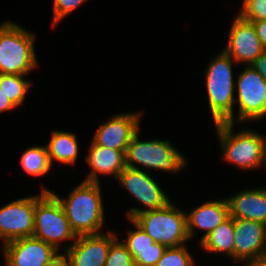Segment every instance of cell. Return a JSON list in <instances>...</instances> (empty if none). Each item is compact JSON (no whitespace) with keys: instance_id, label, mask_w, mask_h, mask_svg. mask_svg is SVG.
<instances>
[{"instance_id":"26","label":"cell","mask_w":266,"mask_h":266,"mask_svg":"<svg viewBox=\"0 0 266 266\" xmlns=\"http://www.w3.org/2000/svg\"><path fill=\"white\" fill-rule=\"evenodd\" d=\"M238 14L251 22L266 20V0H243Z\"/></svg>"},{"instance_id":"14","label":"cell","mask_w":266,"mask_h":266,"mask_svg":"<svg viewBox=\"0 0 266 266\" xmlns=\"http://www.w3.org/2000/svg\"><path fill=\"white\" fill-rule=\"evenodd\" d=\"M2 246L5 266H46L59 252L34 236L3 243Z\"/></svg>"},{"instance_id":"15","label":"cell","mask_w":266,"mask_h":266,"mask_svg":"<svg viewBox=\"0 0 266 266\" xmlns=\"http://www.w3.org/2000/svg\"><path fill=\"white\" fill-rule=\"evenodd\" d=\"M235 263L242 265L266 255V225L259 221L234 219Z\"/></svg>"},{"instance_id":"33","label":"cell","mask_w":266,"mask_h":266,"mask_svg":"<svg viewBox=\"0 0 266 266\" xmlns=\"http://www.w3.org/2000/svg\"><path fill=\"white\" fill-rule=\"evenodd\" d=\"M242 266H266V255L260 256L259 258L249 261Z\"/></svg>"},{"instance_id":"23","label":"cell","mask_w":266,"mask_h":266,"mask_svg":"<svg viewBox=\"0 0 266 266\" xmlns=\"http://www.w3.org/2000/svg\"><path fill=\"white\" fill-rule=\"evenodd\" d=\"M129 220L135 228L128 230V234L125 240L121 242L126 246L128 251L132 254V257L137 253V250L146 249H166V247L160 243L154 242V240L142 230L132 219Z\"/></svg>"},{"instance_id":"32","label":"cell","mask_w":266,"mask_h":266,"mask_svg":"<svg viewBox=\"0 0 266 266\" xmlns=\"http://www.w3.org/2000/svg\"><path fill=\"white\" fill-rule=\"evenodd\" d=\"M16 108L6 97L3 89H0V114Z\"/></svg>"},{"instance_id":"9","label":"cell","mask_w":266,"mask_h":266,"mask_svg":"<svg viewBox=\"0 0 266 266\" xmlns=\"http://www.w3.org/2000/svg\"><path fill=\"white\" fill-rule=\"evenodd\" d=\"M152 175L145 170L125 167L119 174L116 181L119 185L128 190L132 197L143 205L144 209L137 206L126 211V218L132 219L142 211L160 209L165 207L170 201L168 194L154 180Z\"/></svg>"},{"instance_id":"12","label":"cell","mask_w":266,"mask_h":266,"mask_svg":"<svg viewBox=\"0 0 266 266\" xmlns=\"http://www.w3.org/2000/svg\"><path fill=\"white\" fill-rule=\"evenodd\" d=\"M224 51L237 63L250 66L265 50L251 21L239 14L234 17L229 29Z\"/></svg>"},{"instance_id":"8","label":"cell","mask_w":266,"mask_h":266,"mask_svg":"<svg viewBox=\"0 0 266 266\" xmlns=\"http://www.w3.org/2000/svg\"><path fill=\"white\" fill-rule=\"evenodd\" d=\"M236 88L238 113L234 116V124L265 118L266 80L254 68L245 65L237 75Z\"/></svg>"},{"instance_id":"19","label":"cell","mask_w":266,"mask_h":266,"mask_svg":"<svg viewBox=\"0 0 266 266\" xmlns=\"http://www.w3.org/2000/svg\"><path fill=\"white\" fill-rule=\"evenodd\" d=\"M50 141L46 144L50 161L60 164L75 165L79 156L76 134L64 130H53Z\"/></svg>"},{"instance_id":"1","label":"cell","mask_w":266,"mask_h":266,"mask_svg":"<svg viewBox=\"0 0 266 266\" xmlns=\"http://www.w3.org/2000/svg\"><path fill=\"white\" fill-rule=\"evenodd\" d=\"M100 182L82 180L64 199L50 191L61 203L75 234L103 233L105 212Z\"/></svg>"},{"instance_id":"34","label":"cell","mask_w":266,"mask_h":266,"mask_svg":"<svg viewBox=\"0 0 266 266\" xmlns=\"http://www.w3.org/2000/svg\"><path fill=\"white\" fill-rule=\"evenodd\" d=\"M264 165L266 167V140H265V145H264Z\"/></svg>"},{"instance_id":"27","label":"cell","mask_w":266,"mask_h":266,"mask_svg":"<svg viewBox=\"0 0 266 266\" xmlns=\"http://www.w3.org/2000/svg\"><path fill=\"white\" fill-rule=\"evenodd\" d=\"M87 0H53L52 26L58 25L73 10L82 6Z\"/></svg>"},{"instance_id":"7","label":"cell","mask_w":266,"mask_h":266,"mask_svg":"<svg viewBox=\"0 0 266 266\" xmlns=\"http://www.w3.org/2000/svg\"><path fill=\"white\" fill-rule=\"evenodd\" d=\"M40 192L36 195L33 236L59 251L62 241L71 240L74 243L77 235L72 230L61 203L50 189L42 187Z\"/></svg>"},{"instance_id":"35","label":"cell","mask_w":266,"mask_h":266,"mask_svg":"<svg viewBox=\"0 0 266 266\" xmlns=\"http://www.w3.org/2000/svg\"><path fill=\"white\" fill-rule=\"evenodd\" d=\"M265 116H266V91H265Z\"/></svg>"},{"instance_id":"21","label":"cell","mask_w":266,"mask_h":266,"mask_svg":"<svg viewBox=\"0 0 266 266\" xmlns=\"http://www.w3.org/2000/svg\"><path fill=\"white\" fill-rule=\"evenodd\" d=\"M19 160L23 171L33 177L45 176L53 166L46 145L28 147V149L21 153Z\"/></svg>"},{"instance_id":"5","label":"cell","mask_w":266,"mask_h":266,"mask_svg":"<svg viewBox=\"0 0 266 266\" xmlns=\"http://www.w3.org/2000/svg\"><path fill=\"white\" fill-rule=\"evenodd\" d=\"M138 133L133 136L125 151L126 167L141 169L143 166L148 170L174 174L186 169L187 159L172 146L170 140H141Z\"/></svg>"},{"instance_id":"6","label":"cell","mask_w":266,"mask_h":266,"mask_svg":"<svg viewBox=\"0 0 266 266\" xmlns=\"http://www.w3.org/2000/svg\"><path fill=\"white\" fill-rule=\"evenodd\" d=\"M132 220L154 242L166 248L179 247L190 241L187 234L186 213L172 201L163 208L142 211Z\"/></svg>"},{"instance_id":"10","label":"cell","mask_w":266,"mask_h":266,"mask_svg":"<svg viewBox=\"0 0 266 266\" xmlns=\"http://www.w3.org/2000/svg\"><path fill=\"white\" fill-rule=\"evenodd\" d=\"M36 195L12 200L0 208V240L4 244L34 233Z\"/></svg>"},{"instance_id":"13","label":"cell","mask_w":266,"mask_h":266,"mask_svg":"<svg viewBox=\"0 0 266 266\" xmlns=\"http://www.w3.org/2000/svg\"><path fill=\"white\" fill-rule=\"evenodd\" d=\"M142 110L134 113H118L99 125L92 141L102 147L126 151L133 136L139 131Z\"/></svg>"},{"instance_id":"22","label":"cell","mask_w":266,"mask_h":266,"mask_svg":"<svg viewBox=\"0 0 266 266\" xmlns=\"http://www.w3.org/2000/svg\"><path fill=\"white\" fill-rule=\"evenodd\" d=\"M26 75H4L0 74V89H3L8 100L16 107L24 104L27 92L32 86V82Z\"/></svg>"},{"instance_id":"28","label":"cell","mask_w":266,"mask_h":266,"mask_svg":"<svg viewBox=\"0 0 266 266\" xmlns=\"http://www.w3.org/2000/svg\"><path fill=\"white\" fill-rule=\"evenodd\" d=\"M165 249L137 250L133 256L135 266H155L161 259Z\"/></svg>"},{"instance_id":"16","label":"cell","mask_w":266,"mask_h":266,"mask_svg":"<svg viewBox=\"0 0 266 266\" xmlns=\"http://www.w3.org/2000/svg\"><path fill=\"white\" fill-rule=\"evenodd\" d=\"M230 217L227 199L205 201L201 205L186 212L187 234L192 239L196 229H201L204 234L199 243L206 238L211 231Z\"/></svg>"},{"instance_id":"24","label":"cell","mask_w":266,"mask_h":266,"mask_svg":"<svg viewBox=\"0 0 266 266\" xmlns=\"http://www.w3.org/2000/svg\"><path fill=\"white\" fill-rule=\"evenodd\" d=\"M185 245L166 248L155 266H196L195 259Z\"/></svg>"},{"instance_id":"31","label":"cell","mask_w":266,"mask_h":266,"mask_svg":"<svg viewBox=\"0 0 266 266\" xmlns=\"http://www.w3.org/2000/svg\"><path fill=\"white\" fill-rule=\"evenodd\" d=\"M46 266H70L69 256L65 251L57 253Z\"/></svg>"},{"instance_id":"30","label":"cell","mask_w":266,"mask_h":266,"mask_svg":"<svg viewBox=\"0 0 266 266\" xmlns=\"http://www.w3.org/2000/svg\"><path fill=\"white\" fill-rule=\"evenodd\" d=\"M252 23L256 29L257 36L260 39L264 50H266V20L255 21Z\"/></svg>"},{"instance_id":"20","label":"cell","mask_w":266,"mask_h":266,"mask_svg":"<svg viewBox=\"0 0 266 266\" xmlns=\"http://www.w3.org/2000/svg\"><path fill=\"white\" fill-rule=\"evenodd\" d=\"M234 218L231 216L218 225L209 235L198 243L207 253H222L235 263V241H234Z\"/></svg>"},{"instance_id":"2","label":"cell","mask_w":266,"mask_h":266,"mask_svg":"<svg viewBox=\"0 0 266 266\" xmlns=\"http://www.w3.org/2000/svg\"><path fill=\"white\" fill-rule=\"evenodd\" d=\"M236 62L222 50L212 57L205 70V89L213 123L234 124L236 81L233 65Z\"/></svg>"},{"instance_id":"29","label":"cell","mask_w":266,"mask_h":266,"mask_svg":"<svg viewBox=\"0 0 266 266\" xmlns=\"http://www.w3.org/2000/svg\"><path fill=\"white\" fill-rule=\"evenodd\" d=\"M250 66L266 80V50Z\"/></svg>"},{"instance_id":"17","label":"cell","mask_w":266,"mask_h":266,"mask_svg":"<svg viewBox=\"0 0 266 266\" xmlns=\"http://www.w3.org/2000/svg\"><path fill=\"white\" fill-rule=\"evenodd\" d=\"M90 143L89 151L84 158L90 172L86 175L84 181L99 182L100 174H111L117 179L126 167L125 152L102 147L92 140Z\"/></svg>"},{"instance_id":"18","label":"cell","mask_w":266,"mask_h":266,"mask_svg":"<svg viewBox=\"0 0 266 266\" xmlns=\"http://www.w3.org/2000/svg\"><path fill=\"white\" fill-rule=\"evenodd\" d=\"M226 199L232 218L259 221L266 225V187L246 188Z\"/></svg>"},{"instance_id":"3","label":"cell","mask_w":266,"mask_h":266,"mask_svg":"<svg viewBox=\"0 0 266 266\" xmlns=\"http://www.w3.org/2000/svg\"><path fill=\"white\" fill-rule=\"evenodd\" d=\"M221 158L241 170H253L264 165L266 136L256 130L243 129L234 133V125L228 122L214 124Z\"/></svg>"},{"instance_id":"4","label":"cell","mask_w":266,"mask_h":266,"mask_svg":"<svg viewBox=\"0 0 266 266\" xmlns=\"http://www.w3.org/2000/svg\"><path fill=\"white\" fill-rule=\"evenodd\" d=\"M35 36L13 21L0 25V74L27 75L37 68Z\"/></svg>"},{"instance_id":"25","label":"cell","mask_w":266,"mask_h":266,"mask_svg":"<svg viewBox=\"0 0 266 266\" xmlns=\"http://www.w3.org/2000/svg\"><path fill=\"white\" fill-rule=\"evenodd\" d=\"M105 266H135L132 254L118 238L111 244Z\"/></svg>"},{"instance_id":"11","label":"cell","mask_w":266,"mask_h":266,"mask_svg":"<svg viewBox=\"0 0 266 266\" xmlns=\"http://www.w3.org/2000/svg\"><path fill=\"white\" fill-rule=\"evenodd\" d=\"M117 232L78 235L76 241L64 247L70 266H105L111 244L118 238Z\"/></svg>"}]
</instances>
